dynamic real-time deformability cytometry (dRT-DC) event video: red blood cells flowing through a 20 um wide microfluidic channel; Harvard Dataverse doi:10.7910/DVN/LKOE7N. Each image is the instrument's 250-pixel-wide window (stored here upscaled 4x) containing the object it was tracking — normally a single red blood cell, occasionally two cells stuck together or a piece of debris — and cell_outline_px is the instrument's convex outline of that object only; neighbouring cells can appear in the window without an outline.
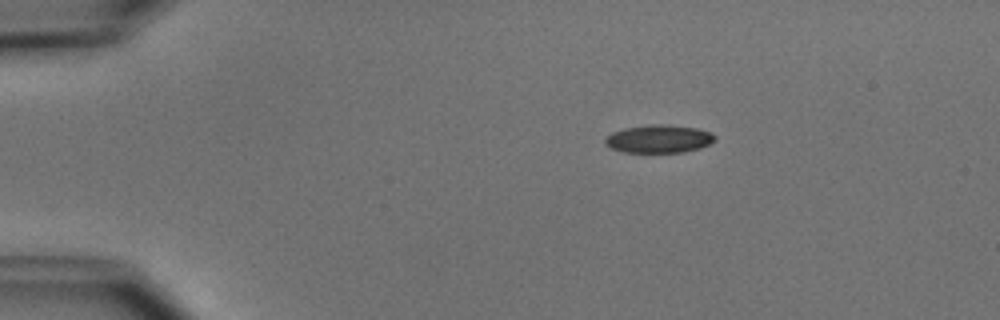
{"species": "common noctule bat (a hibernating species)", "species_latin": "Nyctalus noctula", "temperature_condition": "cold", "stored_images_in_passage": 4, "camera_frame_rate_fps": 3000, "um_per_image_px": 0.085, "animal": {"sex": "male", "body_mass_g": 15.6}, "frame": {"image": 1, "passage_image": 1, "time_ms": 0.0, "image_size_px": [1000, 320], "cell_outline_px": [[716, 140], [700, 148], [684, 152], [624, 152], [612, 148], [604, 144], [604, 140], [612, 132], [624, 128], [652, 124], [668, 124], [696, 128], [712, 132], [716, 136]], "centroid_in_image_um": [56.02, 11.79], "position_along_channel_um": 29.0, "area_um2": 17.98}}
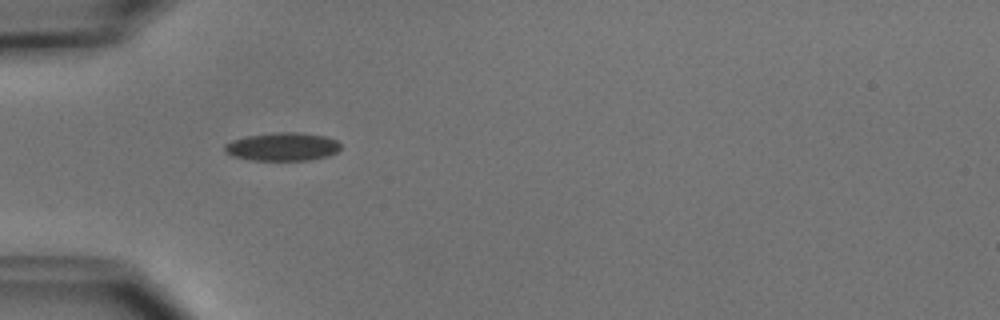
{"frame": {"image": 2, "passage_image": 3, "time_ms": 2.333, "image_size_px": [1000, 320], "cell_outline_px": [[340, 148], [336, 152], [328, 156], [312, 160], [252, 160], [232, 156], [224, 148], [224, 144], [232, 140], [244, 136], [276, 132], [300, 132], [324, 136], [336, 140], [340, 144]], "centroid_in_image_um": [24.01, 12.46], "position_along_channel_um": 61.0, "area_um2": 19.13}}